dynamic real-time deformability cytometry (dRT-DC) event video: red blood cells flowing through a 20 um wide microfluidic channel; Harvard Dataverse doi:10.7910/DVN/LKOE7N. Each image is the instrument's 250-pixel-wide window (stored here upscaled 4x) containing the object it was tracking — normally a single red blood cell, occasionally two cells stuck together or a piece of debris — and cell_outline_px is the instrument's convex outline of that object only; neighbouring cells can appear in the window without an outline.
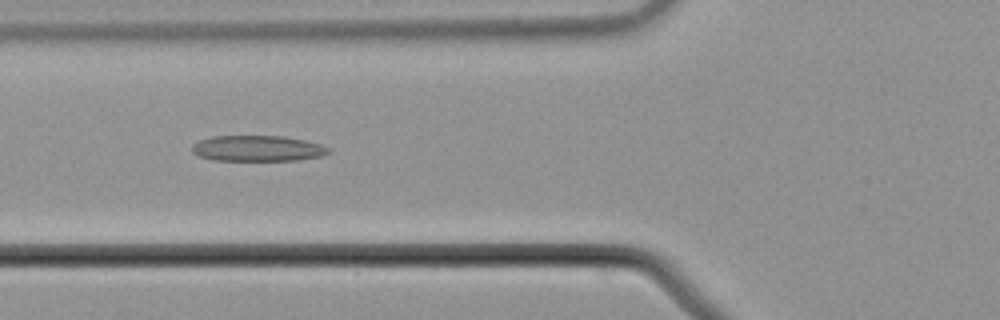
{"species": "common noctule bat (a hibernating species)", "species_latin": "Nyctalus noctula", "temperature_condition": "cold", "stored_images_in_passage": 47, "camera_frame_rate_fps": 3000, "um_per_image_px": 0.085, "animal": {"sex": "male", "body_mass_g": 21.5, "forearm_length_mm": 52.0}, "frame": {"image": 1, "passage_image": 14, "time_ms": 4.333, "image_size_px": [1000, 320], "cell_outline_px": [[332, 152], [324, 156], [296, 160], [212, 160], [196, 156], [192, 152], [192, 144], [200, 140], [212, 136], [284, 136], [304, 140], [320, 144], [332, 148]], "centroid_in_image_um": [21.91, 12.62], "position_along_channel_um": 103.9, "area_um2": 20.75}}
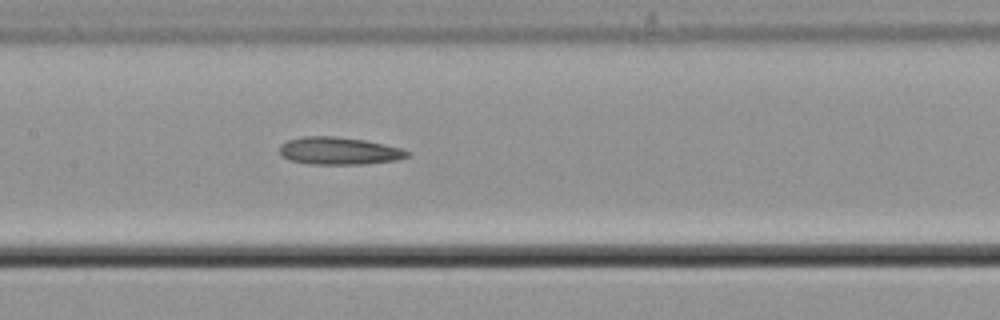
{"frame": {"image": 2, "passage_image": 20, "time_ms": 6.333, "image_size_px": [1000, 320], "cell_outline_px": [[412, 152], [408, 156], [396, 160], [364, 164], [308, 164], [288, 160], [280, 156], [280, 144], [288, 140], [300, 136], [336, 136], [364, 140], [384, 144], [400, 148]], "centroid_in_image_um": [28.77, 12.82], "position_along_channel_um": 178.6, "area_um2": 20.63}}
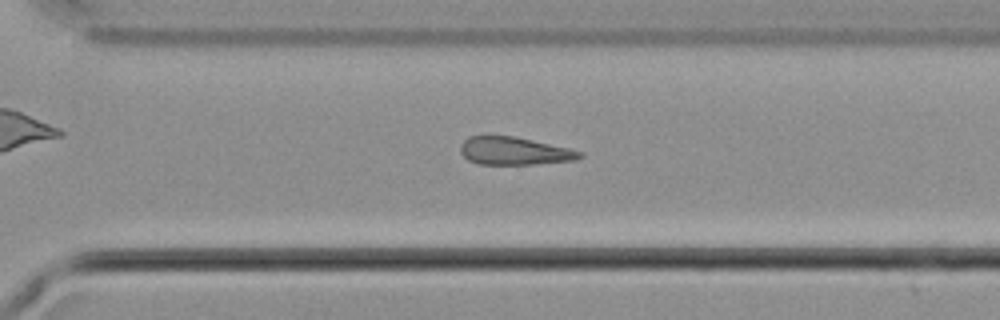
{"frame": {"image": 3, "passage_image": 32, "time_ms": 10.333, "image_size_px": [1000, 320], "cell_outline_px": [[584, 156], [576, 160], [536, 164], [480, 164], [468, 160], [460, 152], [460, 144], [468, 136], [516, 136], [568, 148], [584, 152]], "centroid_in_image_um": [43.73, 12.83], "position_along_channel_um": 326.9, "area_um2": 19.42}}